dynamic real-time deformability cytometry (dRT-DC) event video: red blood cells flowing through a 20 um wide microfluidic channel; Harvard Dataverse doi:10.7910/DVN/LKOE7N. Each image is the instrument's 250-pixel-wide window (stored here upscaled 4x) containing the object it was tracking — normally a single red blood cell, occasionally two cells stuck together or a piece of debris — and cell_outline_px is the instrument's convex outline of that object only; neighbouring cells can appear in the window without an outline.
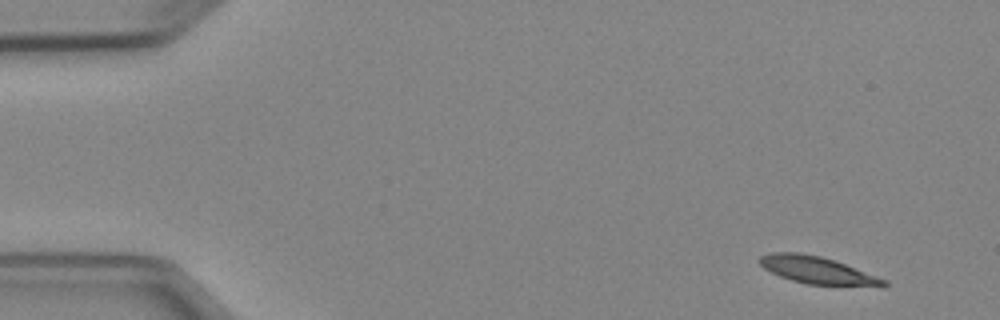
{"species": "Egyptian fruit bat (a non-hibernating species)", "species_latin": "Rousettus aegyptiacus", "temperature_condition": "cold", "stored_images_in_passage": 5, "segment_of_instrument_passage": [2, 2], "camera_frame_rate_fps": 3000, "um_per_image_px": 0.085, "animal": {"sex": "female"}, "frame": {"image": 1, "passage_image": 5, "time_ms": 5.667, "image_size_px": [1000, 320], "cell_outline_px": [[888, 284], [884, 288], [808, 284], [792, 280], [780, 276], [764, 268], [756, 260], [760, 256], [772, 252], [800, 252], [820, 256], [844, 264], [888, 280]], "centroid_in_image_um": [69.53, 22.99], "position_along_channel_um": 15.5, "area_um2": 20.0}}